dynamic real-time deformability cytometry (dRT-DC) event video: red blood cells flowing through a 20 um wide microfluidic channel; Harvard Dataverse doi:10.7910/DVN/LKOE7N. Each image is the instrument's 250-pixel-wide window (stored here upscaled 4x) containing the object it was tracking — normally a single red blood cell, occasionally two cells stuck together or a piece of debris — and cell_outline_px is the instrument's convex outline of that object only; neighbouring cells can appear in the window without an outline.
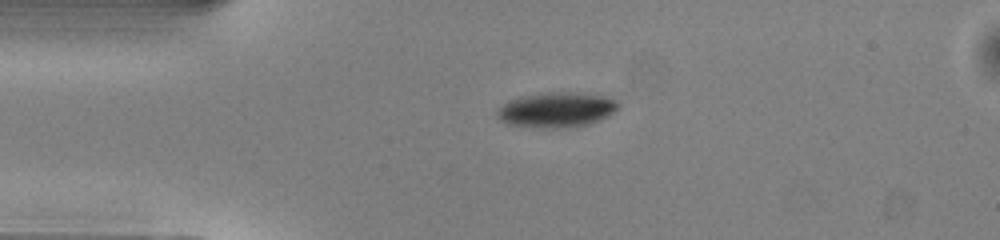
{"species": "common noctule bat (a hibernating species)", "species_latin": "Nyctalus noctula", "temperature_condition": "warm", "stored_images_in_passage": 40, "camera_frame_rate_fps": 3000, "um_per_image_px": 0.085, "animal": {"sex": "male", "body_mass_g": 13.0, "forearm_length_mm": 53.1}, "frame": {"image": 1, "passage_image": 1, "time_ms": 0.0, "image_size_px": [1000, 240], "cell_outline_px": [[620, 104], [608, 116], [588, 124], [572, 128], [532, 128], [508, 124], [500, 120], [496, 116], [496, 112], [508, 100], [520, 96], [548, 92], [580, 92], [608, 96], [616, 100]], "centroid_in_image_um": [47.29, 9.33], "position_along_channel_um": 37.7, "area_um2": 25.14}}
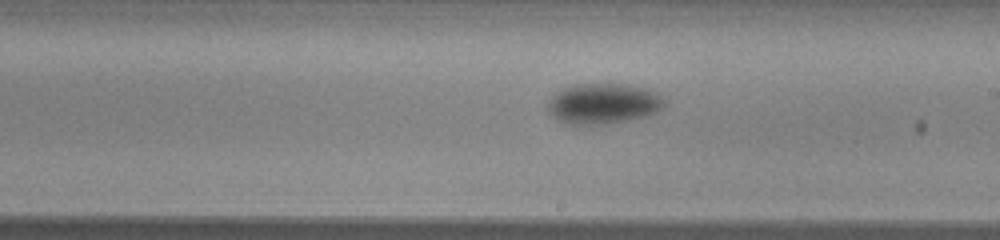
{"frame": {"image": 2, "passage_image": 18, "time_ms": 5.667, "image_size_px": [1000, 240], "cell_outline_px": [[668, 104], [664, 108], [656, 112], [644, 116], [604, 124], [564, 124], [552, 116], [548, 112], [548, 100], [556, 92], [572, 84], [628, 84], [648, 88], [660, 96]], "centroid_in_image_um": [51.27, 8.79], "position_along_channel_um": 237.7, "area_um2": 27.63}}
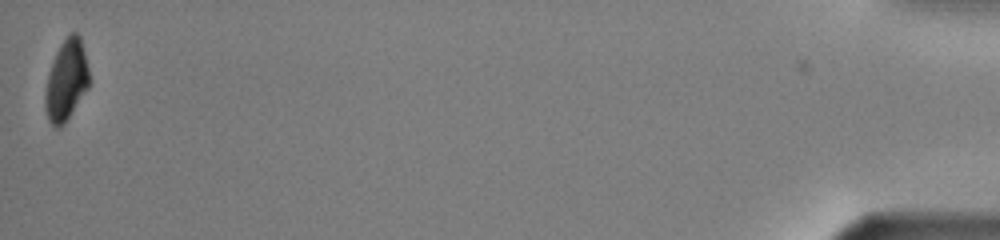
{"frame": {"image": 3, "passage_image": 40, "time_ms": 13.0, "image_size_px": [1000, 240], "cell_outline_px": [[88, 88], [64, 124], [60, 128], [56, 128], [48, 120], [44, 108], [44, 92], [48, 72], [52, 60], [60, 44], [72, 32], [76, 32], [80, 36], [88, 68]], "centroid_in_image_um": [5.6, 6.85], "position_along_channel_um": 429.6, "area_um2": 20.69}, "authors_computed_cell_mechanics": {"area_um2": 25.8366, "velocity_mm_per_s": 4.0405, "shape_relaxation_time_tau1_ms": 1.65, "shape_relaxation_time_tau2_ms": null, "deformation_change_tau1": 0.1132, "deformation_change_tau2": null}}